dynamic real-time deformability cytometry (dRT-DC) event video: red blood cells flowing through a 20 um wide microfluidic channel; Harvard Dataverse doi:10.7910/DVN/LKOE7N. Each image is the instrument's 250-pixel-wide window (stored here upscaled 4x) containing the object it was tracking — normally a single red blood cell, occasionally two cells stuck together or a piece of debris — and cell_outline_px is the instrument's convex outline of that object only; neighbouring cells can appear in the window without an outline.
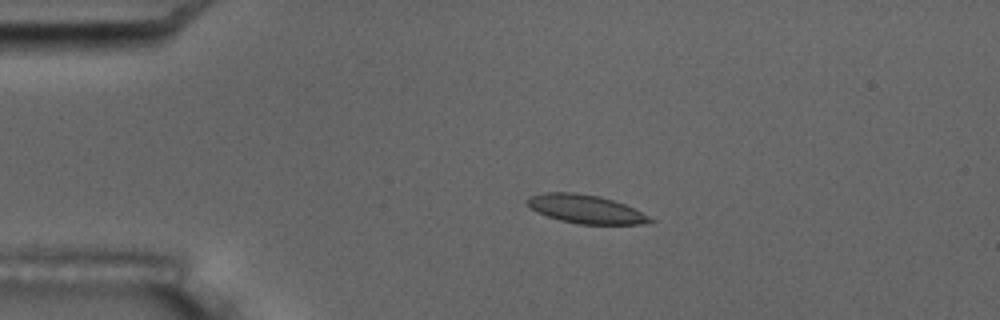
{"species": "common noctule bat (a hibernating species)", "species_latin": "Nyctalus noctula", "temperature_condition": "room temperature", "stored_images_in_passage": 2, "camera_frame_rate_fps": 3000, "um_per_image_px": 0.085, "animal": {"sex": "male", "body_mass_g": 17.5, "forearm_length_mm": 52.3}, "frame": {"image": 1, "passage_image": 1, "time_ms": 0.0, "image_size_px": [1000, 320], "cell_outline_px": [[656, 220], [644, 224], [580, 224], [560, 220], [536, 212], [524, 200], [528, 196], [548, 192], [572, 192], [600, 196], [624, 204]], "centroid_in_image_um": [49.75, 17.77], "position_along_channel_um": 35.3, "area_um2": 20.23}}